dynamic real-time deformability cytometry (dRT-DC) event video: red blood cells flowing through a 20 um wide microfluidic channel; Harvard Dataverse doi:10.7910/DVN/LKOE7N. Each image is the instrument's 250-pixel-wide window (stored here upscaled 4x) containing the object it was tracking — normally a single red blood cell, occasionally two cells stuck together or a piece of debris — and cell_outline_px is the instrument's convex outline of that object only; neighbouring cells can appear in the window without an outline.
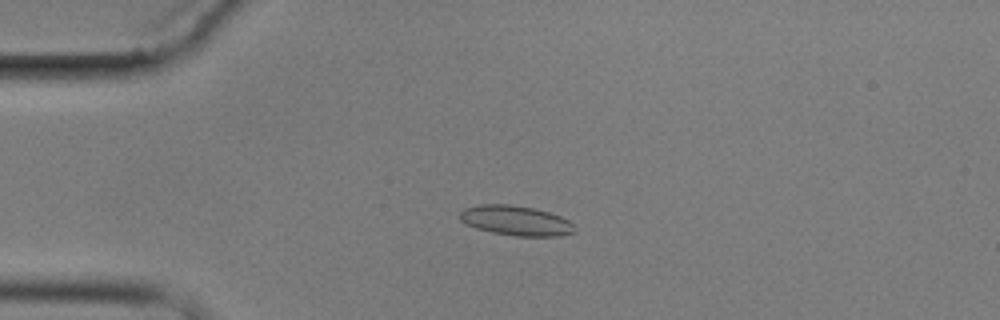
{"species": "common noctule bat (a hibernating species)", "species_latin": "Nyctalus noctula", "temperature_condition": "cold", "stored_images_in_passage": 5, "camera_frame_rate_fps": 3000, "um_per_image_px": 0.085, "animal": {"sex": "male", "body_mass_g": 17.9}, "frame": {"image": 1, "passage_image": 4, "time_ms": 3.667, "image_size_px": [1000, 320], "cell_outline_px": [[576, 232], [560, 236], [516, 236], [492, 232], [476, 228], [464, 224], [460, 220], [460, 212], [464, 208], [480, 204], [508, 204], [532, 208], [548, 212], [560, 216], [568, 220], [572, 224]], "centroid_in_image_um": [43.82, 18.75], "position_along_channel_um": 41.2, "area_um2": 19.94}}